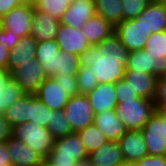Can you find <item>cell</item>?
<instances>
[{"label": "cell", "mask_w": 166, "mask_h": 166, "mask_svg": "<svg viewBox=\"0 0 166 166\" xmlns=\"http://www.w3.org/2000/svg\"><path fill=\"white\" fill-rule=\"evenodd\" d=\"M128 55L114 32L100 44L91 45L80 55V61L83 66H91L98 83H116L124 77Z\"/></svg>", "instance_id": "6da1fadb"}, {"label": "cell", "mask_w": 166, "mask_h": 166, "mask_svg": "<svg viewBox=\"0 0 166 166\" xmlns=\"http://www.w3.org/2000/svg\"><path fill=\"white\" fill-rule=\"evenodd\" d=\"M155 111L153 100L143 97L120 101L115 109L117 117L127 130H142Z\"/></svg>", "instance_id": "7a4b0ae2"}, {"label": "cell", "mask_w": 166, "mask_h": 166, "mask_svg": "<svg viewBox=\"0 0 166 166\" xmlns=\"http://www.w3.org/2000/svg\"><path fill=\"white\" fill-rule=\"evenodd\" d=\"M12 136L37 151L44 159L50 154L55 141L47 128L30 122L15 125Z\"/></svg>", "instance_id": "3957f363"}, {"label": "cell", "mask_w": 166, "mask_h": 166, "mask_svg": "<svg viewBox=\"0 0 166 166\" xmlns=\"http://www.w3.org/2000/svg\"><path fill=\"white\" fill-rule=\"evenodd\" d=\"M88 153L76 132L63 138L56 139L54 146L46 158L49 163L84 162L88 160Z\"/></svg>", "instance_id": "277c9868"}, {"label": "cell", "mask_w": 166, "mask_h": 166, "mask_svg": "<svg viewBox=\"0 0 166 166\" xmlns=\"http://www.w3.org/2000/svg\"><path fill=\"white\" fill-rule=\"evenodd\" d=\"M63 112L73 132L77 133L94 123L95 112L87 95L79 94L70 97Z\"/></svg>", "instance_id": "5b68a950"}, {"label": "cell", "mask_w": 166, "mask_h": 166, "mask_svg": "<svg viewBox=\"0 0 166 166\" xmlns=\"http://www.w3.org/2000/svg\"><path fill=\"white\" fill-rule=\"evenodd\" d=\"M141 131L147 144L148 155L166 156L165 125L160 109H156Z\"/></svg>", "instance_id": "8992f818"}, {"label": "cell", "mask_w": 166, "mask_h": 166, "mask_svg": "<svg viewBox=\"0 0 166 166\" xmlns=\"http://www.w3.org/2000/svg\"><path fill=\"white\" fill-rule=\"evenodd\" d=\"M11 78L20 85L26 94H35L47 76L40 62L33 58L16 68L11 73Z\"/></svg>", "instance_id": "52a82bcc"}, {"label": "cell", "mask_w": 166, "mask_h": 166, "mask_svg": "<svg viewBox=\"0 0 166 166\" xmlns=\"http://www.w3.org/2000/svg\"><path fill=\"white\" fill-rule=\"evenodd\" d=\"M34 7L20 5L11 9L0 18L2 29H9L21 37L30 35L34 16Z\"/></svg>", "instance_id": "ba28073f"}, {"label": "cell", "mask_w": 166, "mask_h": 166, "mask_svg": "<svg viewBox=\"0 0 166 166\" xmlns=\"http://www.w3.org/2000/svg\"><path fill=\"white\" fill-rule=\"evenodd\" d=\"M121 43L129 52L139 51L145 48L149 37L137 19L123 20L114 29Z\"/></svg>", "instance_id": "9c48e42d"}, {"label": "cell", "mask_w": 166, "mask_h": 166, "mask_svg": "<svg viewBox=\"0 0 166 166\" xmlns=\"http://www.w3.org/2000/svg\"><path fill=\"white\" fill-rule=\"evenodd\" d=\"M35 96L52 111L63 110L70 99L62 83L59 84L54 77H47Z\"/></svg>", "instance_id": "30bf717a"}, {"label": "cell", "mask_w": 166, "mask_h": 166, "mask_svg": "<svg viewBox=\"0 0 166 166\" xmlns=\"http://www.w3.org/2000/svg\"><path fill=\"white\" fill-rule=\"evenodd\" d=\"M55 40L60 47V51H65L69 54L81 55L91 46L81 28H74L64 24L59 25Z\"/></svg>", "instance_id": "8fae6325"}, {"label": "cell", "mask_w": 166, "mask_h": 166, "mask_svg": "<svg viewBox=\"0 0 166 166\" xmlns=\"http://www.w3.org/2000/svg\"><path fill=\"white\" fill-rule=\"evenodd\" d=\"M118 143L125 164H134L148 155L147 144L141 130H127Z\"/></svg>", "instance_id": "7c38bea8"}, {"label": "cell", "mask_w": 166, "mask_h": 166, "mask_svg": "<svg viewBox=\"0 0 166 166\" xmlns=\"http://www.w3.org/2000/svg\"><path fill=\"white\" fill-rule=\"evenodd\" d=\"M149 52L151 74L157 77L166 75V30L151 34L144 48Z\"/></svg>", "instance_id": "4fadbf2b"}, {"label": "cell", "mask_w": 166, "mask_h": 166, "mask_svg": "<svg viewBox=\"0 0 166 166\" xmlns=\"http://www.w3.org/2000/svg\"><path fill=\"white\" fill-rule=\"evenodd\" d=\"M140 21L147 37L166 30V5L158 0L151 3L136 18Z\"/></svg>", "instance_id": "5bb4252c"}, {"label": "cell", "mask_w": 166, "mask_h": 166, "mask_svg": "<svg viewBox=\"0 0 166 166\" xmlns=\"http://www.w3.org/2000/svg\"><path fill=\"white\" fill-rule=\"evenodd\" d=\"M6 145L13 166H42L45 160L37 151L14 136L6 142Z\"/></svg>", "instance_id": "9a60e30c"}, {"label": "cell", "mask_w": 166, "mask_h": 166, "mask_svg": "<svg viewBox=\"0 0 166 166\" xmlns=\"http://www.w3.org/2000/svg\"><path fill=\"white\" fill-rule=\"evenodd\" d=\"M95 15L94 0H74L63 14L60 23L74 28H82Z\"/></svg>", "instance_id": "2e32d148"}, {"label": "cell", "mask_w": 166, "mask_h": 166, "mask_svg": "<svg viewBox=\"0 0 166 166\" xmlns=\"http://www.w3.org/2000/svg\"><path fill=\"white\" fill-rule=\"evenodd\" d=\"M60 20L49 13L34 9L30 35L37 41L55 40L59 30Z\"/></svg>", "instance_id": "e0dca14e"}, {"label": "cell", "mask_w": 166, "mask_h": 166, "mask_svg": "<svg viewBox=\"0 0 166 166\" xmlns=\"http://www.w3.org/2000/svg\"><path fill=\"white\" fill-rule=\"evenodd\" d=\"M86 95L95 114L115 110L118 104L115 83H99Z\"/></svg>", "instance_id": "ac0fdd59"}, {"label": "cell", "mask_w": 166, "mask_h": 166, "mask_svg": "<svg viewBox=\"0 0 166 166\" xmlns=\"http://www.w3.org/2000/svg\"><path fill=\"white\" fill-rule=\"evenodd\" d=\"M91 166H125V160L118 141H108L88 155Z\"/></svg>", "instance_id": "d6986e66"}, {"label": "cell", "mask_w": 166, "mask_h": 166, "mask_svg": "<svg viewBox=\"0 0 166 166\" xmlns=\"http://www.w3.org/2000/svg\"><path fill=\"white\" fill-rule=\"evenodd\" d=\"M25 95L20 85L11 78V73L0 68V115Z\"/></svg>", "instance_id": "ffe728a7"}, {"label": "cell", "mask_w": 166, "mask_h": 166, "mask_svg": "<svg viewBox=\"0 0 166 166\" xmlns=\"http://www.w3.org/2000/svg\"><path fill=\"white\" fill-rule=\"evenodd\" d=\"M94 124L108 141H118L127 132L123 122L117 117L115 110L95 114Z\"/></svg>", "instance_id": "44dd1931"}, {"label": "cell", "mask_w": 166, "mask_h": 166, "mask_svg": "<svg viewBox=\"0 0 166 166\" xmlns=\"http://www.w3.org/2000/svg\"><path fill=\"white\" fill-rule=\"evenodd\" d=\"M123 79L139 97L153 100L158 77L141 71H125Z\"/></svg>", "instance_id": "7402d4cb"}, {"label": "cell", "mask_w": 166, "mask_h": 166, "mask_svg": "<svg viewBox=\"0 0 166 166\" xmlns=\"http://www.w3.org/2000/svg\"><path fill=\"white\" fill-rule=\"evenodd\" d=\"M60 47L56 40L37 42L35 58L43 67L47 77H53L57 74L59 63Z\"/></svg>", "instance_id": "603a6c76"}, {"label": "cell", "mask_w": 166, "mask_h": 166, "mask_svg": "<svg viewBox=\"0 0 166 166\" xmlns=\"http://www.w3.org/2000/svg\"><path fill=\"white\" fill-rule=\"evenodd\" d=\"M36 50L37 41L31 35L22 37L17 46L10 50L6 69L12 73L24 63L33 60Z\"/></svg>", "instance_id": "cb8c5ba5"}, {"label": "cell", "mask_w": 166, "mask_h": 166, "mask_svg": "<svg viewBox=\"0 0 166 166\" xmlns=\"http://www.w3.org/2000/svg\"><path fill=\"white\" fill-rule=\"evenodd\" d=\"M114 29V26L97 14L91 17L81 28L91 45L100 44L105 38L114 33Z\"/></svg>", "instance_id": "d4e9b609"}, {"label": "cell", "mask_w": 166, "mask_h": 166, "mask_svg": "<svg viewBox=\"0 0 166 166\" xmlns=\"http://www.w3.org/2000/svg\"><path fill=\"white\" fill-rule=\"evenodd\" d=\"M96 14L116 27L123 21L122 0H94Z\"/></svg>", "instance_id": "484cf974"}, {"label": "cell", "mask_w": 166, "mask_h": 166, "mask_svg": "<svg viewBox=\"0 0 166 166\" xmlns=\"http://www.w3.org/2000/svg\"><path fill=\"white\" fill-rule=\"evenodd\" d=\"M30 94H26L4 112V118L12 126L28 122Z\"/></svg>", "instance_id": "4316f807"}, {"label": "cell", "mask_w": 166, "mask_h": 166, "mask_svg": "<svg viewBox=\"0 0 166 166\" xmlns=\"http://www.w3.org/2000/svg\"><path fill=\"white\" fill-rule=\"evenodd\" d=\"M52 110L43 104L35 94H30V106L28 112V122L47 127L50 123Z\"/></svg>", "instance_id": "83f0119b"}, {"label": "cell", "mask_w": 166, "mask_h": 166, "mask_svg": "<svg viewBox=\"0 0 166 166\" xmlns=\"http://www.w3.org/2000/svg\"><path fill=\"white\" fill-rule=\"evenodd\" d=\"M77 134L81 138L88 154L94 152L108 142L106 137L100 132L94 123L87 126L85 129L78 131Z\"/></svg>", "instance_id": "f1b7e54d"}, {"label": "cell", "mask_w": 166, "mask_h": 166, "mask_svg": "<svg viewBox=\"0 0 166 166\" xmlns=\"http://www.w3.org/2000/svg\"><path fill=\"white\" fill-rule=\"evenodd\" d=\"M46 128L51 132L55 140L73 133L63 110L52 111L50 123Z\"/></svg>", "instance_id": "f546056e"}, {"label": "cell", "mask_w": 166, "mask_h": 166, "mask_svg": "<svg viewBox=\"0 0 166 166\" xmlns=\"http://www.w3.org/2000/svg\"><path fill=\"white\" fill-rule=\"evenodd\" d=\"M125 71H141L151 73V60L149 52L145 49L131 51L128 55Z\"/></svg>", "instance_id": "4dcf8cb0"}, {"label": "cell", "mask_w": 166, "mask_h": 166, "mask_svg": "<svg viewBox=\"0 0 166 166\" xmlns=\"http://www.w3.org/2000/svg\"><path fill=\"white\" fill-rule=\"evenodd\" d=\"M74 0H37L34 8L49 13L52 17L61 20L63 14Z\"/></svg>", "instance_id": "1f68e13d"}, {"label": "cell", "mask_w": 166, "mask_h": 166, "mask_svg": "<svg viewBox=\"0 0 166 166\" xmlns=\"http://www.w3.org/2000/svg\"><path fill=\"white\" fill-rule=\"evenodd\" d=\"M76 76L79 94L86 95L99 84L91 66L88 67L80 65L79 71Z\"/></svg>", "instance_id": "d6a6232c"}, {"label": "cell", "mask_w": 166, "mask_h": 166, "mask_svg": "<svg viewBox=\"0 0 166 166\" xmlns=\"http://www.w3.org/2000/svg\"><path fill=\"white\" fill-rule=\"evenodd\" d=\"M81 65L80 55L69 54L65 51L59 52L58 73H66L68 75H77Z\"/></svg>", "instance_id": "836d02e7"}, {"label": "cell", "mask_w": 166, "mask_h": 166, "mask_svg": "<svg viewBox=\"0 0 166 166\" xmlns=\"http://www.w3.org/2000/svg\"><path fill=\"white\" fill-rule=\"evenodd\" d=\"M152 0H122L123 20L136 19Z\"/></svg>", "instance_id": "e575fe53"}, {"label": "cell", "mask_w": 166, "mask_h": 166, "mask_svg": "<svg viewBox=\"0 0 166 166\" xmlns=\"http://www.w3.org/2000/svg\"><path fill=\"white\" fill-rule=\"evenodd\" d=\"M59 84L65 88V92L70 97L79 95V90L77 87V76L76 75H68L66 73H58L53 76Z\"/></svg>", "instance_id": "d590c367"}, {"label": "cell", "mask_w": 166, "mask_h": 166, "mask_svg": "<svg viewBox=\"0 0 166 166\" xmlns=\"http://www.w3.org/2000/svg\"><path fill=\"white\" fill-rule=\"evenodd\" d=\"M156 109L166 112V75L157 79L155 96L153 98Z\"/></svg>", "instance_id": "8d00e7d4"}, {"label": "cell", "mask_w": 166, "mask_h": 166, "mask_svg": "<svg viewBox=\"0 0 166 166\" xmlns=\"http://www.w3.org/2000/svg\"><path fill=\"white\" fill-rule=\"evenodd\" d=\"M115 89L118 102L140 98L124 79H120L115 83Z\"/></svg>", "instance_id": "74e56055"}, {"label": "cell", "mask_w": 166, "mask_h": 166, "mask_svg": "<svg viewBox=\"0 0 166 166\" xmlns=\"http://www.w3.org/2000/svg\"><path fill=\"white\" fill-rule=\"evenodd\" d=\"M21 38L20 35L14 34L9 29H0V43L9 51L17 46Z\"/></svg>", "instance_id": "f35d334b"}, {"label": "cell", "mask_w": 166, "mask_h": 166, "mask_svg": "<svg viewBox=\"0 0 166 166\" xmlns=\"http://www.w3.org/2000/svg\"><path fill=\"white\" fill-rule=\"evenodd\" d=\"M135 166H166V156L147 155L134 163Z\"/></svg>", "instance_id": "ab89813d"}, {"label": "cell", "mask_w": 166, "mask_h": 166, "mask_svg": "<svg viewBox=\"0 0 166 166\" xmlns=\"http://www.w3.org/2000/svg\"><path fill=\"white\" fill-rule=\"evenodd\" d=\"M12 126L0 115V142H7L12 137Z\"/></svg>", "instance_id": "60d3db41"}, {"label": "cell", "mask_w": 166, "mask_h": 166, "mask_svg": "<svg viewBox=\"0 0 166 166\" xmlns=\"http://www.w3.org/2000/svg\"><path fill=\"white\" fill-rule=\"evenodd\" d=\"M17 6H20L17 0H0V18Z\"/></svg>", "instance_id": "b9f144b4"}, {"label": "cell", "mask_w": 166, "mask_h": 166, "mask_svg": "<svg viewBox=\"0 0 166 166\" xmlns=\"http://www.w3.org/2000/svg\"><path fill=\"white\" fill-rule=\"evenodd\" d=\"M0 164L13 166L8 153L6 142H0Z\"/></svg>", "instance_id": "7bdbcfd3"}, {"label": "cell", "mask_w": 166, "mask_h": 166, "mask_svg": "<svg viewBox=\"0 0 166 166\" xmlns=\"http://www.w3.org/2000/svg\"><path fill=\"white\" fill-rule=\"evenodd\" d=\"M10 51L0 43V68L7 67Z\"/></svg>", "instance_id": "ee69618b"}, {"label": "cell", "mask_w": 166, "mask_h": 166, "mask_svg": "<svg viewBox=\"0 0 166 166\" xmlns=\"http://www.w3.org/2000/svg\"><path fill=\"white\" fill-rule=\"evenodd\" d=\"M20 5L35 6L37 0H17Z\"/></svg>", "instance_id": "f6af8a7d"}, {"label": "cell", "mask_w": 166, "mask_h": 166, "mask_svg": "<svg viewBox=\"0 0 166 166\" xmlns=\"http://www.w3.org/2000/svg\"><path fill=\"white\" fill-rule=\"evenodd\" d=\"M48 166H78L76 162H70V163H49Z\"/></svg>", "instance_id": "bcb514c9"}, {"label": "cell", "mask_w": 166, "mask_h": 166, "mask_svg": "<svg viewBox=\"0 0 166 166\" xmlns=\"http://www.w3.org/2000/svg\"><path fill=\"white\" fill-rule=\"evenodd\" d=\"M162 119H163V123L165 125V137H166V112H162Z\"/></svg>", "instance_id": "7dc6e473"}, {"label": "cell", "mask_w": 166, "mask_h": 166, "mask_svg": "<svg viewBox=\"0 0 166 166\" xmlns=\"http://www.w3.org/2000/svg\"><path fill=\"white\" fill-rule=\"evenodd\" d=\"M78 166H91L88 161L80 162Z\"/></svg>", "instance_id": "c3c4849f"}, {"label": "cell", "mask_w": 166, "mask_h": 166, "mask_svg": "<svg viewBox=\"0 0 166 166\" xmlns=\"http://www.w3.org/2000/svg\"><path fill=\"white\" fill-rule=\"evenodd\" d=\"M42 166H48V161L46 159L43 161Z\"/></svg>", "instance_id": "681fc988"}, {"label": "cell", "mask_w": 166, "mask_h": 166, "mask_svg": "<svg viewBox=\"0 0 166 166\" xmlns=\"http://www.w3.org/2000/svg\"><path fill=\"white\" fill-rule=\"evenodd\" d=\"M158 1L166 5V0H158Z\"/></svg>", "instance_id": "f907efd6"}, {"label": "cell", "mask_w": 166, "mask_h": 166, "mask_svg": "<svg viewBox=\"0 0 166 166\" xmlns=\"http://www.w3.org/2000/svg\"><path fill=\"white\" fill-rule=\"evenodd\" d=\"M125 166H135L134 164H126Z\"/></svg>", "instance_id": "816d5d0a"}]
</instances>
